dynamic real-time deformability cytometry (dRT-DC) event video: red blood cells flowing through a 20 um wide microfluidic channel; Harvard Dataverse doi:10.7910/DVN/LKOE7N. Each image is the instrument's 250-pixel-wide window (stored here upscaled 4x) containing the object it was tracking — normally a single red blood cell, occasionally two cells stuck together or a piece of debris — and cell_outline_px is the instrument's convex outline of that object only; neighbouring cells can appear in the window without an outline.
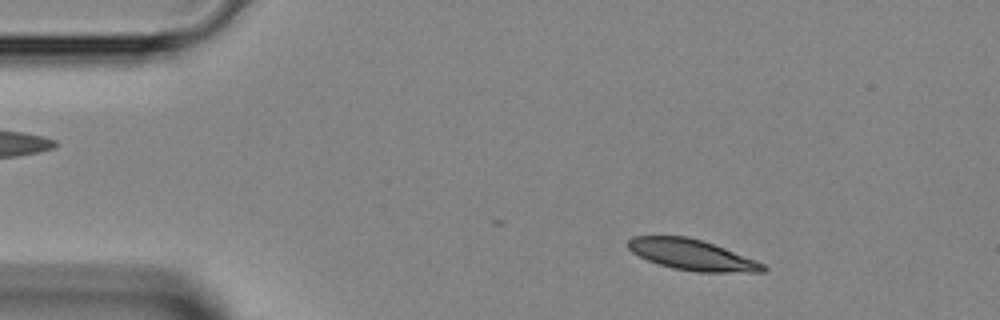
{"species": "Egyptian fruit bat (a non-hibernating species)", "species_latin": "Rousettus aegyptiacus", "temperature_condition": "room temperature", "stored_images_in_passage": 39, "camera_frame_rate_fps": 3000, "um_per_image_px": 0.085, "animal": {"sex": "female"}, "frame": {"image": 1, "passage_image": 1, "time_ms": 0.0, "image_size_px": [1000, 320], "cell_outline_px": [[768, 268], [764, 272], [696, 272], [676, 268], [660, 264], [648, 260], [632, 252], [628, 248], [628, 240], [632, 236], [688, 236], [724, 248], [756, 260], [764, 264]], "centroid_in_image_um": [58.83, 21.66], "position_along_channel_um": 26.2, "area_um2": 23.87}}
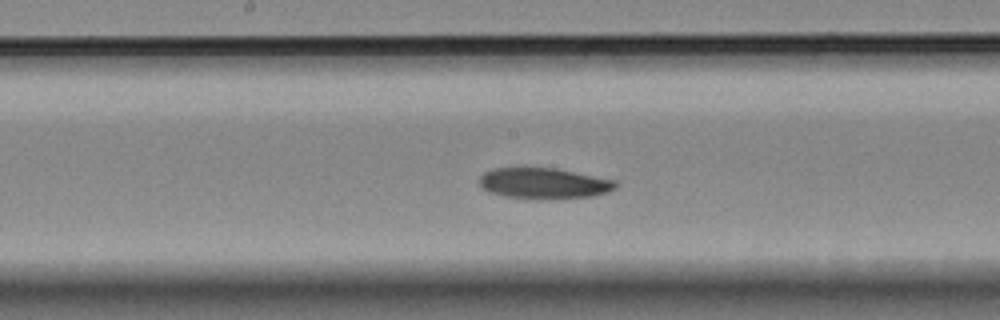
{"frame": {"image": 2, "passage_image": 17, "time_ms": 5.333, "image_size_px": [1000, 320], "cell_outline_px": [[616, 188], [608, 192], [592, 196], [544, 200], [540, 200], [504, 196], [492, 192], [484, 188], [480, 184], [480, 176], [484, 172], [492, 168], [524, 164], [556, 168], [616, 180]], "centroid_in_image_um": [46.19, 15.54], "position_along_channel_um": 202.0, "area_um2": 25.49}}
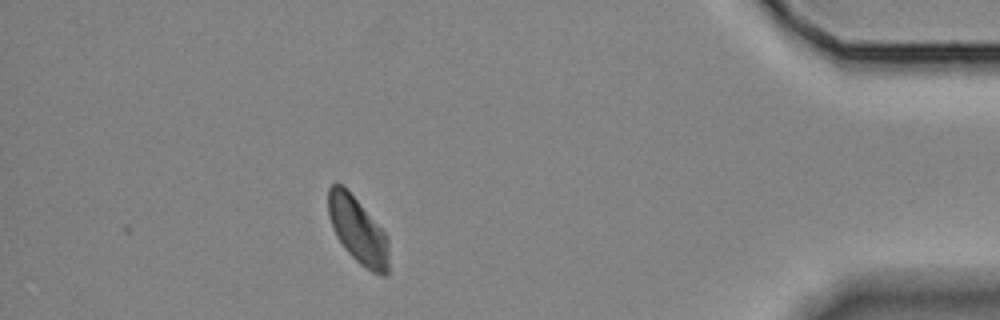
{"frame": {"image": 3, "passage_image": 34, "time_ms": 11.0, "image_size_px": [1000, 320], "cell_outline_px": [[388, 272], [384, 276], [380, 276], [372, 272], [360, 264], [344, 248], [336, 236], [332, 228], [328, 216], [328, 188], [332, 184], [340, 184], [356, 200], [384, 232], [388, 240]], "centroid_in_image_um": [30.4, 19.63], "position_along_channel_um": 404.8, "area_um2": 22.95}}